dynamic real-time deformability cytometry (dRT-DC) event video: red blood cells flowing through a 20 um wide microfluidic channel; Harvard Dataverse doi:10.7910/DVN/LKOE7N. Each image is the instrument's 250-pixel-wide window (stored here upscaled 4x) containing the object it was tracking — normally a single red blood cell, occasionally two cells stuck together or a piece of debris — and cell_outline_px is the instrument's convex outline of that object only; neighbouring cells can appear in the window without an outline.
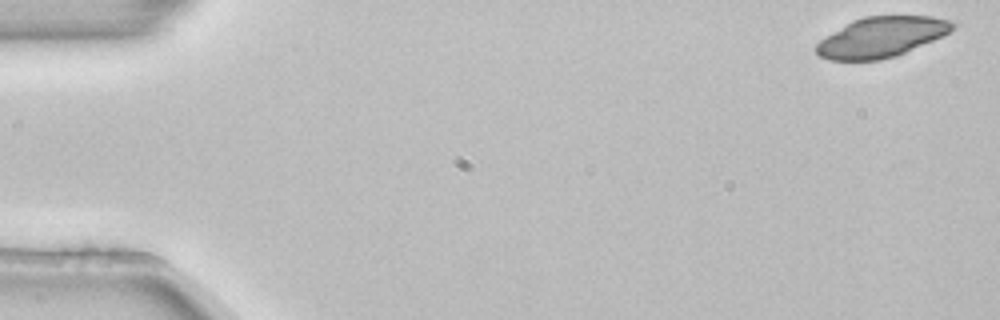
{"species": "common noctule bat (a hibernating species)", "species_latin": "Nyctalus noctula", "temperature_condition": "room temperature", "stored_images_in_passage": 5, "camera_frame_rate_fps": 3000, "um_per_image_px": 0.085, "animal": {"sex": "female", "body_mass_g": 22.7, "forearm_length_mm": 54.2}, "frame": {"image": 1, "passage_image": 1, "time_ms": 0.0, "image_size_px": [1000, 320], "cell_outline_px": [[956, 24], [944, 36], [896, 56], [880, 60], [828, 60], [820, 56], [816, 52], [816, 44], [820, 40], [852, 20], [864, 16], [932, 16], [948, 20]], "centroid_in_image_um": [74.91, 3.15], "position_along_channel_um": 10.1, "area_um2": 31.79}}